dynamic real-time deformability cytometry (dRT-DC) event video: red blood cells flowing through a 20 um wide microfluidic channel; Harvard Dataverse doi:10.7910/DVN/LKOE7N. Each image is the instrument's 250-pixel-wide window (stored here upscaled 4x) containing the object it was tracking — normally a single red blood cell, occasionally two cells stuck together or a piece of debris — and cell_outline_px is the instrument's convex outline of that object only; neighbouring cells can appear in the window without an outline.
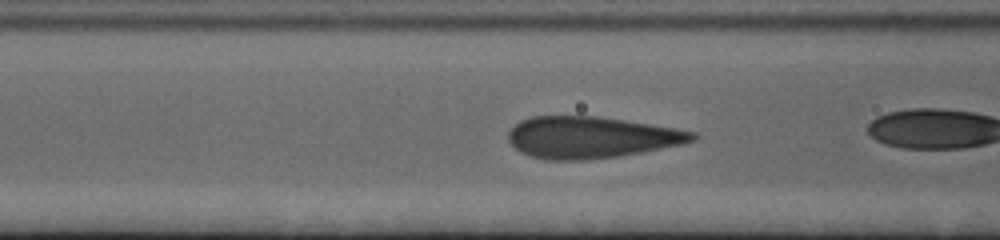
{"species": "human", "species_latin": "Homo sapiens", "temperature_condition": "cold", "stored_images_in_passage": 42, "camera_frame_rate_fps": 3000, "um_per_image_px": 0.085, "donor": {"sex": "female"}, "frame": {"image": 1, "passage_image": 19, "time_ms": 6.0, "image_size_px": [1000, 240], "cell_outline_px": [[700, 136], [696, 140], [680, 144], [640, 152], [616, 156], [580, 160], [552, 160], [532, 156], [520, 152], [508, 140], [508, 132], [520, 120], [532, 116], [596, 116], [624, 120], [676, 128], [696, 132]], "centroid_in_image_um": [50.24, 11.66], "position_along_channel_um": 116.4, "area_um2": 44.27}}